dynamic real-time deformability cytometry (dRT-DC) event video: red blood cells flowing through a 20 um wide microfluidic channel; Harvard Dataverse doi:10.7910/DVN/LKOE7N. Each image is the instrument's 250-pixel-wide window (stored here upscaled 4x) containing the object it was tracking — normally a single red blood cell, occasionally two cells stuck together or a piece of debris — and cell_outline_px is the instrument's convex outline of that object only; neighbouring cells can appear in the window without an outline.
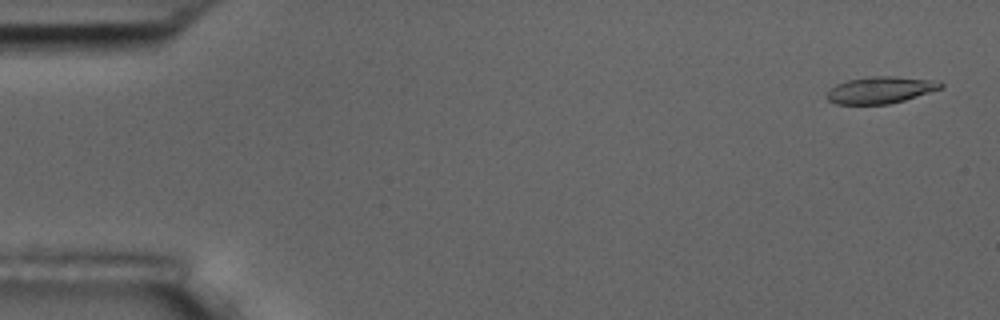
{"species": "common noctule bat (a hibernating species)", "species_latin": "Nyctalus noctula", "temperature_condition": "room temperature", "stored_images_in_passage": 5, "camera_frame_rate_fps": 3000, "um_per_image_px": 0.085, "animal": {"sex": "male", "body_mass_g": 17.5, "forearm_length_mm": 52.3}, "frame": {"image": 1, "passage_image": 1, "time_ms": 0.0, "image_size_px": [1000, 320], "cell_outline_px": [[944, 88], [904, 100], [888, 104], [836, 104], [828, 100], [824, 96], [836, 84], [848, 80], [876, 76], [896, 76], [940, 80], [944, 84]], "centroid_in_image_um": [74.9, 7.64], "position_along_channel_um": 10.1, "area_um2": 17.92}}
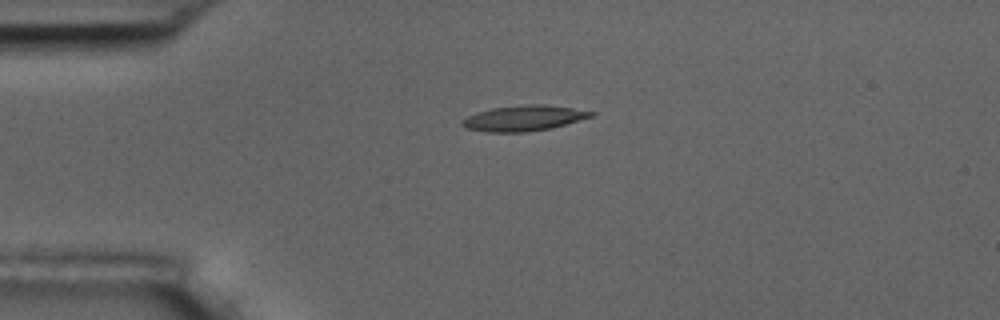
{"frame": {"image": 2, "passage_image": 4, "time_ms": 3.667, "image_size_px": [1000, 320], "cell_outline_px": [[596, 112], [592, 116], [552, 128], [524, 132], [484, 132], [464, 128], [460, 124], [460, 120], [476, 112], [492, 108], [528, 104], [544, 104], [572, 108]], "centroid_in_image_um": [44.45, 10.05], "position_along_channel_um": 40.5, "area_um2": 19.19}}